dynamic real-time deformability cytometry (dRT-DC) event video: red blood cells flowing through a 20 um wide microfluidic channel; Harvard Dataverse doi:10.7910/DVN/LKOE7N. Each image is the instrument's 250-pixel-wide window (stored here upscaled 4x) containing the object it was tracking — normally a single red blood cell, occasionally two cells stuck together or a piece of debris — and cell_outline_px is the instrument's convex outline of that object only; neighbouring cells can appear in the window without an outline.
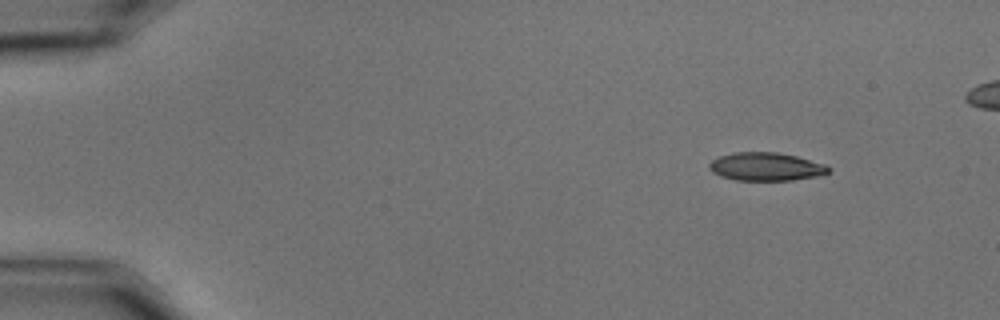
{"species": "common noctule bat (a hibernating species)", "species_latin": "Nyctalus noctula", "temperature_condition": "cold", "stored_images_in_passage": 50, "camera_frame_rate_fps": 3000, "um_per_image_px": 0.085, "animal": {"sex": "male", "body_mass_g": 15.6}, "frame": {"image": 1, "passage_image": 1, "time_ms": 0.0, "image_size_px": [1000, 320], "cell_outline_px": [[832, 168], [828, 172], [816, 176], [792, 180], [736, 180], [720, 176], [712, 172], [708, 168], [708, 164], [712, 160], [720, 156], [736, 152], [776, 152], [796, 156], [828, 164]], "centroid_in_image_um": [65.12, 14.16], "position_along_channel_um": 19.9, "area_um2": 19.65}}
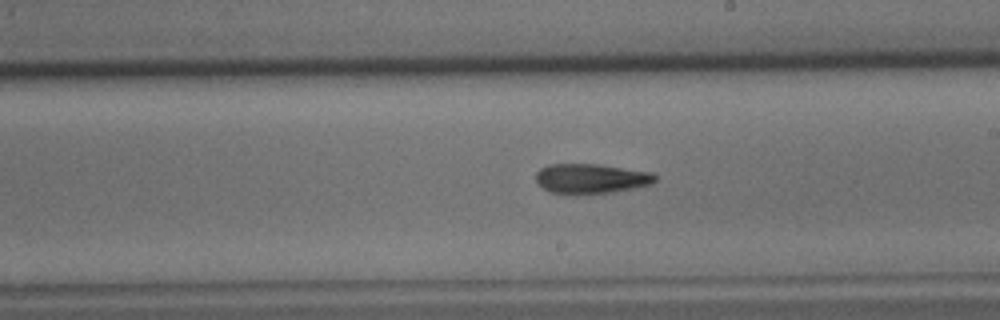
{"frame": {"image": 2, "passage_image": 28, "time_ms": 9.0, "image_size_px": [1000, 320], "cell_outline_px": [[656, 180], [652, 184], [612, 192], [576, 196], [552, 192], [544, 188], [536, 180], [536, 172], [540, 168], [548, 164], [600, 164], [652, 172], [656, 176]], "centroid_in_image_um": [50.23, 15.19], "position_along_channel_um": 238.8, "area_um2": 21.04}}
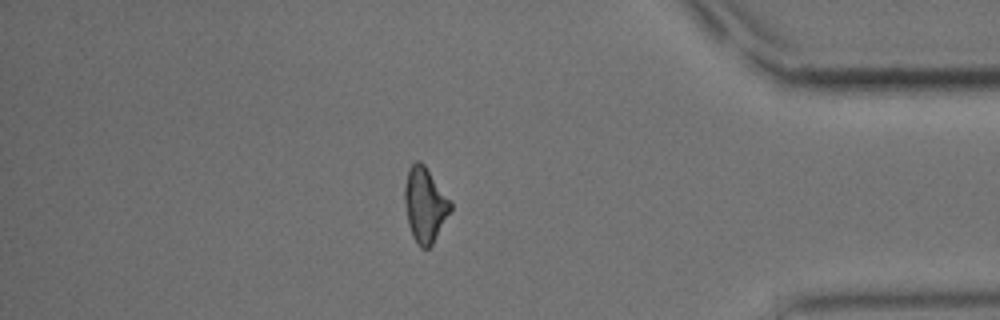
{"frame": {"image": 3, "passage_image": 44, "time_ms": 14.333, "image_size_px": [1000, 320], "cell_outline_px": [[452, 208], [432, 244], [428, 248], [420, 248], [416, 244], [412, 236], [408, 224], [404, 200], [404, 188], [408, 168], [416, 160], [420, 160], [424, 164], [452, 204]], "centroid_in_image_um": [36.09, 17.41], "position_along_channel_um": 399.1, "area_um2": 19.77}}